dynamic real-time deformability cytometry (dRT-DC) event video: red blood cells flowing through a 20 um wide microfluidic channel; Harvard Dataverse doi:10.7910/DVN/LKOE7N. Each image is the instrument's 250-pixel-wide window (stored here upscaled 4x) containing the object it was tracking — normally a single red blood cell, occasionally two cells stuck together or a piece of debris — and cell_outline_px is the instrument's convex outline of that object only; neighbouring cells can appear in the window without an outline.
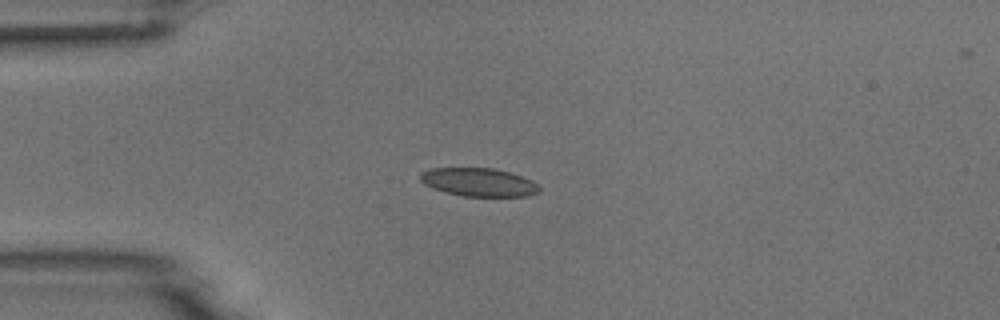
{"species": "common noctule bat (a hibernating species)", "species_latin": "Nyctalus noctula", "temperature_condition": "room temperature", "stored_images_in_passage": 6, "camera_frame_rate_fps": 3000, "um_per_image_px": 0.085, "animal": {"sex": "male", "body_mass_g": 18.8}, "frame": {"image": 1, "passage_image": 4, "time_ms": 3.333, "image_size_px": [1000, 320], "cell_outline_px": [[540, 192], [528, 196], [464, 196], [444, 192], [432, 188], [424, 184], [420, 180], [420, 172], [428, 168], [492, 168], [508, 172], [532, 180], [540, 188]], "centroid_in_image_um": [40.65, 15.49], "position_along_channel_um": 44.3, "area_um2": 19.65}}
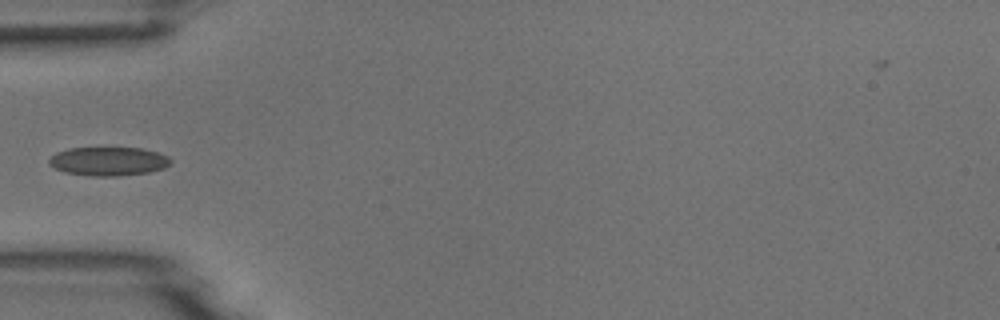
{"frame": {"image": 2, "passage_image": 5, "time_ms": 4.667, "image_size_px": [1000, 320], "cell_outline_px": [[172, 164], [164, 168], [148, 172], [116, 176], [92, 176], [64, 172], [48, 164], [48, 160], [56, 152], [68, 148], [140, 148], [156, 152], [168, 156], [172, 160]], "centroid_in_image_um": [9.22, 13.71], "position_along_channel_um": 75.8, "area_um2": 20.35}}